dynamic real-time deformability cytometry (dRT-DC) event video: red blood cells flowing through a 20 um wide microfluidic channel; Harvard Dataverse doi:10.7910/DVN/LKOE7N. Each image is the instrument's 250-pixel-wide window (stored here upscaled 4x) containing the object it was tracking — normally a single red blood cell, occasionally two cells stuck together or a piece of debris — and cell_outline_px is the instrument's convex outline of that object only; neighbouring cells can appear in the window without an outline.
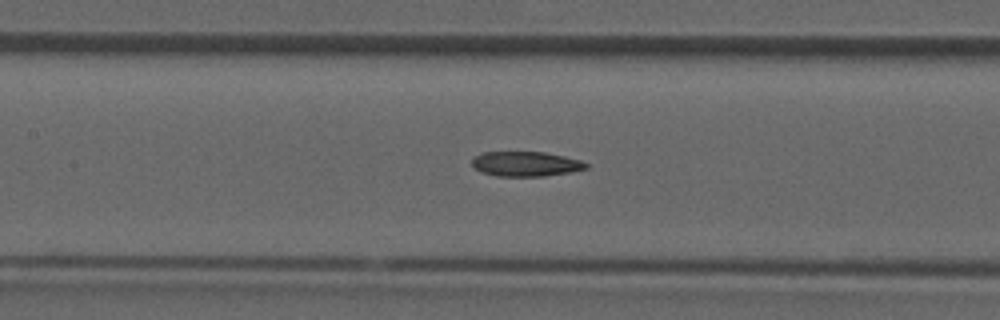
{"species": "common noctule bat (a hibernating species)", "species_latin": "Nyctalus noctula", "temperature_condition": "room temperature", "stored_images_in_passage": 38, "camera_frame_rate_fps": 3000, "um_per_image_px": 0.085, "animal": {"sex": "male", "forearm_length_mm": 52.5}, "frame": {"image": 1, "passage_image": 17, "time_ms": 5.333, "image_size_px": [1000, 320], "cell_outline_px": [[588, 168], [568, 172], [544, 176], [496, 176], [480, 172], [472, 164], [472, 156], [480, 152], [544, 152], [564, 156], [580, 160], [588, 164]], "centroid_in_image_um": [44.64, 13.92], "position_along_channel_um": 162.8, "area_um2": 16.53}}